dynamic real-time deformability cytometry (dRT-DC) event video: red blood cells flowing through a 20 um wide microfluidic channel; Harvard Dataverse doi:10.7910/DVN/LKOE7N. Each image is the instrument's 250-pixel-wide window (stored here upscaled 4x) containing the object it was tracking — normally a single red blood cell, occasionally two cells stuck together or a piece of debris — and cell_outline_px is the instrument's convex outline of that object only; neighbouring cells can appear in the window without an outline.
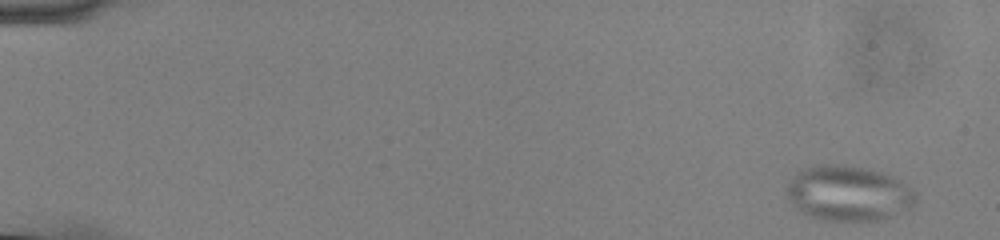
{"species": "common noctule bat (a hibernating species)", "species_latin": "Nyctalus noctula", "temperature_condition": "cold", "stored_images_in_passage": 18, "camera_frame_rate_fps": 3000, "um_per_image_px": 0.085, "animal": {"sex": "male", "body_mass_g": 13.0, "forearm_length_mm": 53.1}, "frame": {"image": 1, "passage_image": 3, "time_ms": 0.667, "image_size_px": [1000, 240], "cell_outline_px": [[916, 200], [912, 208], [880, 220], [824, 220], [812, 216], [796, 208], [788, 196], [784, 188], [800, 172], [808, 168], [820, 164], [844, 164], [880, 172], [900, 180], [912, 188], [916, 196]], "centroid_in_image_um": [72.15, 16.44], "position_along_channel_um": 12.8, "area_um2": 40.92}}